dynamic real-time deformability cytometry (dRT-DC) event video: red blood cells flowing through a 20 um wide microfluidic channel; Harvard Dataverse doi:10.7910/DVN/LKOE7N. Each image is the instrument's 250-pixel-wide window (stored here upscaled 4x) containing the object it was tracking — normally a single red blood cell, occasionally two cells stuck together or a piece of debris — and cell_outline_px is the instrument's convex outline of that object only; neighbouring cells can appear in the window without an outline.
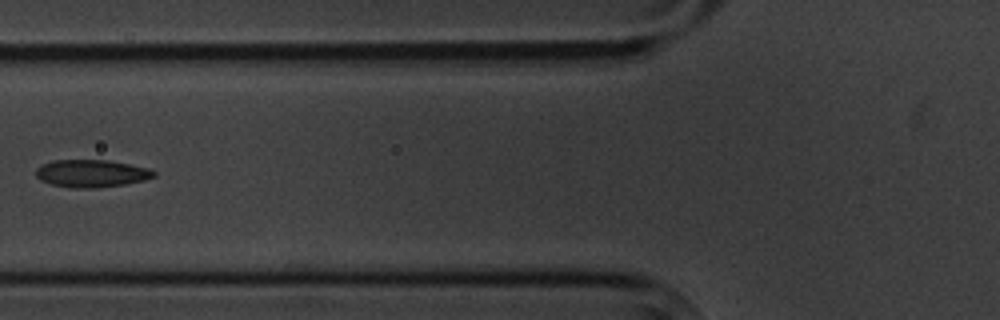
{"species": "common noctule bat (a hibernating species)", "species_latin": "Nyctalus noctula", "temperature_condition": "cold", "stored_images_in_passage": 7, "camera_frame_rate_fps": 3000, "um_per_image_px": 0.085, "animal": {"sex": "male", "body_mass_g": 20.1, "forearm_length_mm": 53.5}, "frame": {"image": 1, "passage_image": 6, "time_ms": 6.0, "image_size_px": [1000, 320], "cell_outline_px": [[156, 176], [144, 180], [124, 184], [96, 188], [72, 188], [52, 184], [40, 180], [36, 176], [36, 168], [40, 164], [52, 160], [108, 160], [148, 168], [156, 172]], "centroid_in_image_um": [7.74, 14.74], "position_along_channel_um": 118.1, "area_um2": 18.96}}
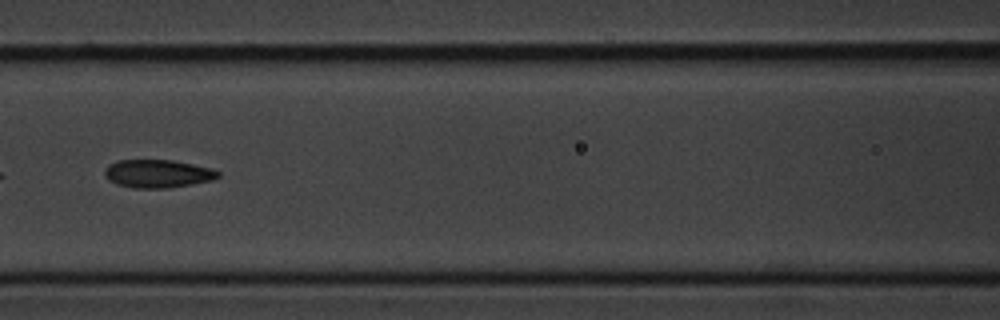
{"frame": {"image": 2, "passage_image": 7, "time_ms": 7.0, "image_size_px": [1000, 320], "cell_outline_px": [[220, 176], [212, 180], [192, 184], [168, 188], [136, 188], [116, 184], [108, 180], [104, 176], [104, 172], [108, 164], [116, 160], [172, 160], [212, 168], [220, 172]], "centroid_in_image_um": [13.39, 14.76], "position_along_channel_um": 153.2, "area_um2": 18.67}}